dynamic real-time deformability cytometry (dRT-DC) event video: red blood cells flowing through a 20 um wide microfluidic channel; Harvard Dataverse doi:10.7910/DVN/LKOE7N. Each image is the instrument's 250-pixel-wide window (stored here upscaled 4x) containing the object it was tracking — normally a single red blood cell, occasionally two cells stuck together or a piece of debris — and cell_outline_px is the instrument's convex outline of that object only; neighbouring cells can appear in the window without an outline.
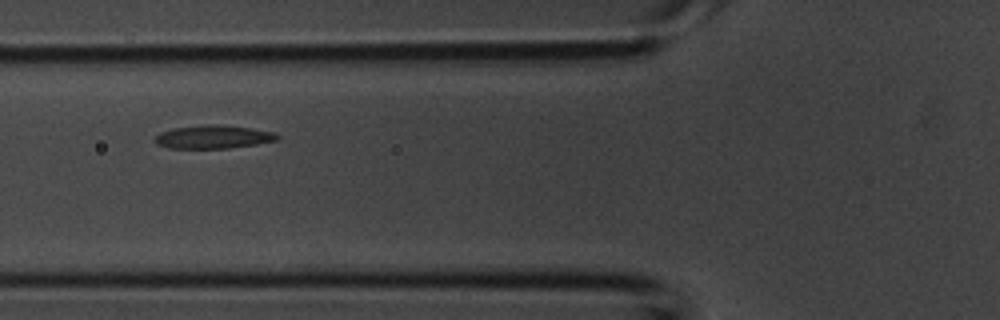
{"species": "common noctule bat (a hibernating species)", "species_latin": "Nyctalus noctula", "temperature_condition": "room temperature", "stored_images_in_passage": 6, "camera_frame_rate_fps": 3000, "um_per_image_px": 0.085, "animal": {"sex": "male", "body_mass_g": 20.1, "forearm_length_mm": 53.5}, "frame": {"image": 1, "passage_image": 5, "time_ms": 1.333, "image_size_px": [1000, 320], "cell_outline_px": [[280, 136], [276, 140], [256, 144], [228, 148], [168, 148], [156, 144], [152, 140], [160, 132], [172, 128], [208, 124], [220, 124], [276, 132]], "centroid_in_image_um": [18.08, 11.63], "position_along_channel_um": 107.7, "area_um2": 16.65}}
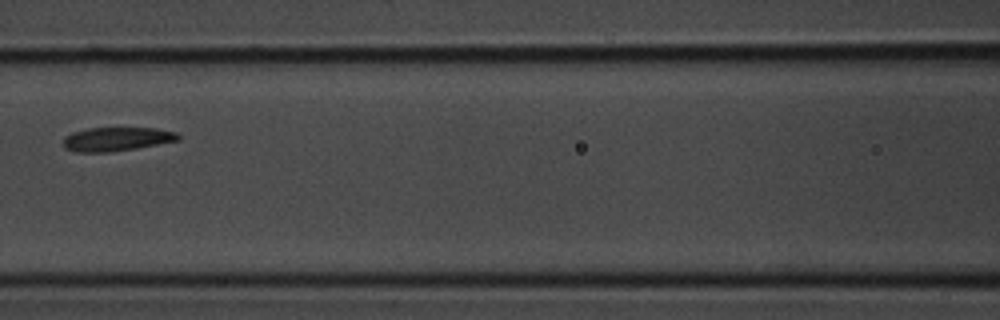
{"frame": {"image": 2, "passage_image": 6, "time_ms": 1.667, "image_size_px": [1000, 320], "cell_outline_px": [[180, 140], [136, 148], [108, 152], [76, 152], [64, 148], [64, 136], [72, 132], [88, 128], [156, 128], [176, 132], [180, 136]], "centroid_in_image_um": [9.9, 11.82], "position_along_channel_um": 156.7, "area_um2": 15.95}}